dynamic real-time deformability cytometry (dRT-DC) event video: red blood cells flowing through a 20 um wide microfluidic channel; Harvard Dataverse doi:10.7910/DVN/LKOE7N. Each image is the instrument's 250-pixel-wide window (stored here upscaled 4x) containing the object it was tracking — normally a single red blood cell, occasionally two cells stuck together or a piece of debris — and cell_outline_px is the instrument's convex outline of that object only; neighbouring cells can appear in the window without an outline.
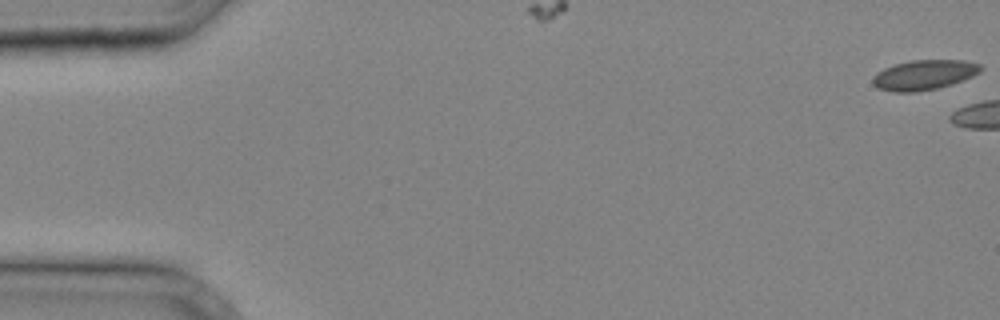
{"species": "common noctule bat (a hibernating species)", "species_latin": "Nyctalus noctula", "temperature_condition": "cold", "stored_images_in_passage": 4, "camera_frame_rate_fps": 3000, "um_per_image_px": 0.085, "animal": {"sex": "male", "body_mass_g": 20.4}, "frame": {"image": 1, "passage_image": 1, "time_ms": 0.0, "image_size_px": [1000, 320], "cell_outline_px": [[984, 68], [980, 72], [972, 76], [952, 84], [936, 88], [916, 92], [892, 92], [880, 88], [872, 84], [872, 76], [876, 72], [884, 68], [896, 64], [912, 60], [964, 60], [980, 64]], "centroid_in_image_um": [78.54, 6.36], "position_along_channel_um": 6.5, "area_um2": 18.84}}